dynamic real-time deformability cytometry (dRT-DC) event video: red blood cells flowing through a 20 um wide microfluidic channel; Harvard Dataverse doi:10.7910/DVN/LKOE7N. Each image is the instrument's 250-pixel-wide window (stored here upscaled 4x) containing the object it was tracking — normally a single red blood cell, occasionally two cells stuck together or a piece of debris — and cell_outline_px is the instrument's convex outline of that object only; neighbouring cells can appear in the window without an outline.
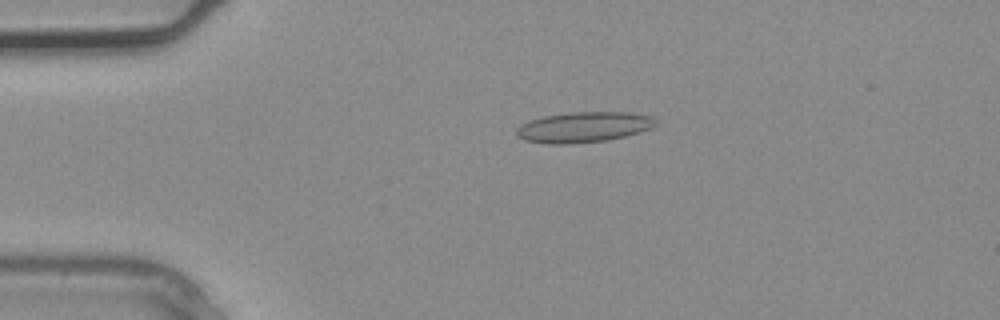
{"species": "common noctule bat (a hibernating species)", "species_latin": "Nyctalus noctula", "temperature_condition": "warm", "stored_images_in_passage": 2, "camera_frame_rate_fps": 3000, "um_per_image_px": 0.085, "animal": {"sex": "male", "body_mass_g": 20.4}, "frame": {"image": 1, "passage_image": 1, "time_ms": 0.0, "image_size_px": [1000, 320], "cell_outline_px": [[656, 124], [652, 128], [640, 132], [608, 140], [572, 144], [548, 144], [524, 140], [516, 136], [516, 128], [520, 124], [544, 116], [572, 112], [628, 112], [652, 116], [656, 120]], "centroid_in_image_um": [49.6, 10.81], "position_along_channel_um": 35.4, "area_um2": 24.85}}
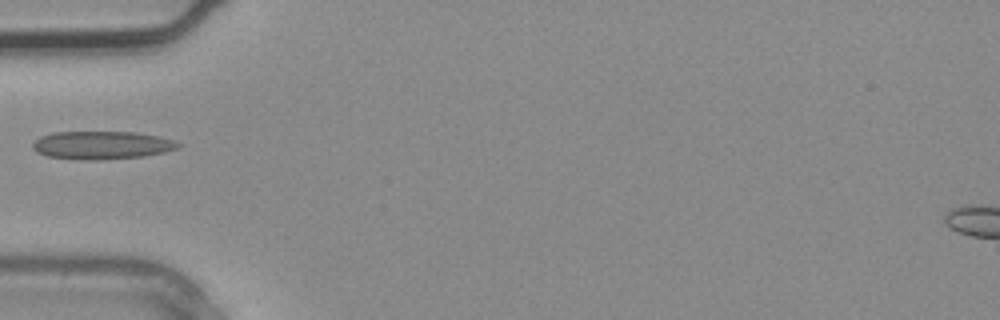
{"frame": {"image": 2, "passage_image": 2, "time_ms": 0.333, "image_size_px": [1000, 320], "cell_outline_px": [[184, 144], [180, 148], [164, 152], [144, 156], [100, 160], [80, 160], [48, 156], [36, 152], [32, 148], [32, 144], [40, 136], [52, 132], [136, 132], [156, 136], [172, 140]], "centroid_in_image_um": [8.65, 12.34], "position_along_channel_um": 76.3, "area_um2": 23.93}}